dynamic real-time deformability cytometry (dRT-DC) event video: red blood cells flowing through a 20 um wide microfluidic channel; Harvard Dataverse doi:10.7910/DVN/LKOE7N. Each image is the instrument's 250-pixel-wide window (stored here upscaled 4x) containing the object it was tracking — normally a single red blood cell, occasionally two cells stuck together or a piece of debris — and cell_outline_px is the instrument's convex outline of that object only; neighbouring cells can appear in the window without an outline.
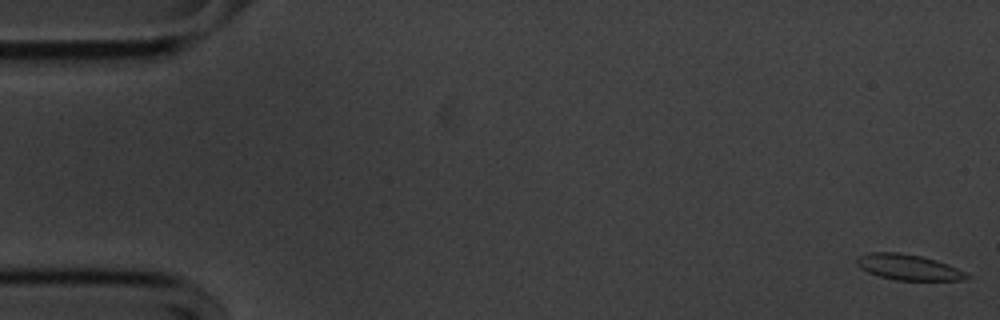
{"species": "common noctule bat (a hibernating species)", "species_latin": "Nyctalus noctula", "temperature_condition": "cold", "stored_images_in_passage": 15, "camera_frame_rate_fps": 3000, "um_per_image_px": 0.085, "animal": {"sex": "male", "body_mass_g": 20.1, "forearm_length_mm": 53.5}, "frame": {"image": 1, "passage_image": 1, "time_ms": 0.0, "image_size_px": [1000, 320], "cell_outline_px": [[972, 276], [964, 280], [896, 280], [880, 276], [868, 272], [860, 268], [856, 264], [856, 256], [868, 252], [900, 252], [920, 256], [936, 260], [948, 264]], "centroid_in_image_um": [77.17, 22.7], "position_along_channel_um": 7.8, "area_um2": 16.47}}
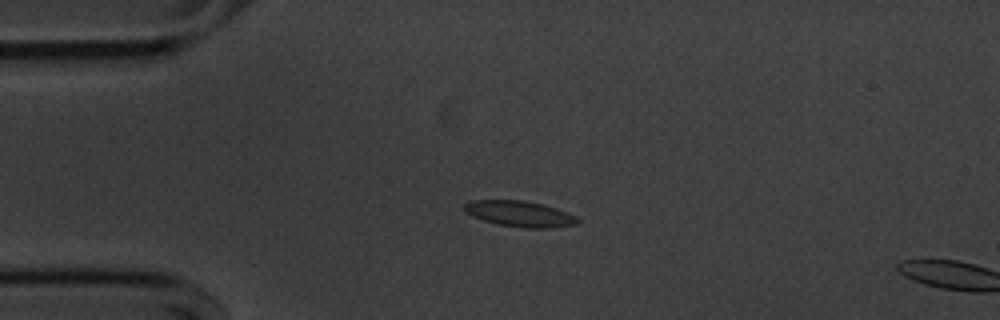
{"frame": {"image": 2, "passage_image": 13, "time_ms": 4.0, "image_size_px": [1000, 320], "cell_outline_px": [[580, 220], [576, 224], [552, 228], [524, 228], [496, 224], [472, 216], [464, 208], [464, 204], [468, 200], [524, 200], [556, 208], [568, 212], [576, 216]], "centroid_in_image_um": [44.19, 18.17], "position_along_channel_um": 40.8, "area_um2": 17.05}}